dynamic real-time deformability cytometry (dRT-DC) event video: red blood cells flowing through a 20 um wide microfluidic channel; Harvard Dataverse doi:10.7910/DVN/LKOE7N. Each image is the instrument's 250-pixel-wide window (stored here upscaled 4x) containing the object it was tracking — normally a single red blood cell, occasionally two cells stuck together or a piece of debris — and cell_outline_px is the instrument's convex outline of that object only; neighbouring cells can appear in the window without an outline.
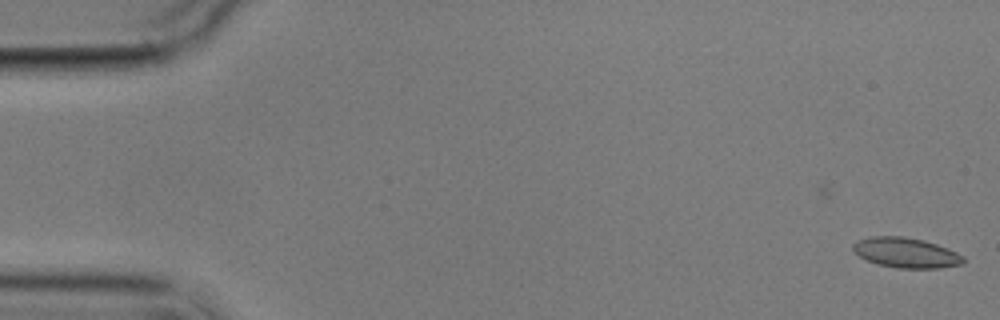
{"species": "common noctule bat (a hibernating species)", "species_latin": "Nyctalus noctula", "temperature_condition": "cold", "stored_images_in_passage": 2, "camera_frame_rate_fps": 3000, "um_per_image_px": 0.085, "animal": {"sex": "male", "body_mass_g": 17.9}, "frame": {"image": 1, "passage_image": 2, "time_ms": 1.333, "image_size_px": [1000, 320], "cell_outline_px": [[964, 264], [940, 268], [896, 268], [880, 264], [868, 260], [860, 256], [852, 248], [852, 244], [860, 240], [872, 236], [904, 236], [924, 240], [948, 248], [964, 256]], "centroid_in_image_um": [77.06, 21.48], "position_along_channel_um": 7.9, "area_um2": 19.25}}